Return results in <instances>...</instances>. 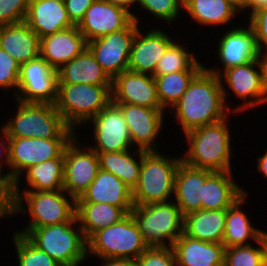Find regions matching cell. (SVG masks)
<instances>
[{"mask_svg":"<svg viewBox=\"0 0 267 266\" xmlns=\"http://www.w3.org/2000/svg\"><path fill=\"white\" fill-rule=\"evenodd\" d=\"M222 79L204 67L173 105L175 112L169 109L171 114H175L184 134L202 126L217 123L228 117L230 111L233 113L226 106L228 104L225 100L228 93Z\"/></svg>","mask_w":267,"mask_h":266,"instance_id":"cell-1","label":"cell"},{"mask_svg":"<svg viewBox=\"0 0 267 266\" xmlns=\"http://www.w3.org/2000/svg\"><path fill=\"white\" fill-rule=\"evenodd\" d=\"M228 117L187 132V152L182 161L187 165L213 172L231 171V135Z\"/></svg>","mask_w":267,"mask_h":266,"instance_id":"cell-2","label":"cell"},{"mask_svg":"<svg viewBox=\"0 0 267 266\" xmlns=\"http://www.w3.org/2000/svg\"><path fill=\"white\" fill-rule=\"evenodd\" d=\"M64 190L32 191L21 193L18 185H11V215L28 212L31 222L25 229L71 222L76 219V200L67 199ZM66 196V197H65ZM28 205V209L23 203Z\"/></svg>","mask_w":267,"mask_h":266,"instance_id":"cell-3","label":"cell"},{"mask_svg":"<svg viewBox=\"0 0 267 266\" xmlns=\"http://www.w3.org/2000/svg\"><path fill=\"white\" fill-rule=\"evenodd\" d=\"M77 218L71 222L16 233L24 235L39 250L46 252L61 266H79L87 258V240ZM77 224V229L74 226ZM73 227V228H72Z\"/></svg>","mask_w":267,"mask_h":266,"instance_id":"cell-4","label":"cell"},{"mask_svg":"<svg viewBox=\"0 0 267 266\" xmlns=\"http://www.w3.org/2000/svg\"><path fill=\"white\" fill-rule=\"evenodd\" d=\"M15 117L2 128L9 138H73L75 131L68 127L54 104L17 101Z\"/></svg>","mask_w":267,"mask_h":266,"instance_id":"cell-5","label":"cell"},{"mask_svg":"<svg viewBox=\"0 0 267 266\" xmlns=\"http://www.w3.org/2000/svg\"><path fill=\"white\" fill-rule=\"evenodd\" d=\"M171 157L158 151H143L139 179L132 190L134 205L170 201L174 195L175 174L182 161V157Z\"/></svg>","mask_w":267,"mask_h":266,"instance_id":"cell-6","label":"cell"},{"mask_svg":"<svg viewBox=\"0 0 267 266\" xmlns=\"http://www.w3.org/2000/svg\"><path fill=\"white\" fill-rule=\"evenodd\" d=\"M111 89L112 85L58 84L55 106L66 125L76 130L112 101Z\"/></svg>","mask_w":267,"mask_h":266,"instance_id":"cell-7","label":"cell"},{"mask_svg":"<svg viewBox=\"0 0 267 266\" xmlns=\"http://www.w3.org/2000/svg\"><path fill=\"white\" fill-rule=\"evenodd\" d=\"M147 248L131 213L87 239V256L90 253L101 259L135 261Z\"/></svg>","mask_w":267,"mask_h":266,"instance_id":"cell-8","label":"cell"},{"mask_svg":"<svg viewBox=\"0 0 267 266\" xmlns=\"http://www.w3.org/2000/svg\"><path fill=\"white\" fill-rule=\"evenodd\" d=\"M130 213L148 247H172L183 233L184 216L173 201L134 205Z\"/></svg>","mask_w":267,"mask_h":266,"instance_id":"cell-9","label":"cell"},{"mask_svg":"<svg viewBox=\"0 0 267 266\" xmlns=\"http://www.w3.org/2000/svg\"><path fill=\"white\" fill-rule=\"evenodd\" d=\"M257 67L258 70L254 69ZM205 68L212 74L218 75L220 78L224 76V81H226V84L233 91L234 95L236 94L238 98L244 101L242 105L232 110L235 114L236 112H243L252 108L255 105L266 104L267 78L260 57L249 63L223 71L219 69L215 70L214 68Z\"/></svg>","mask_w":267,"mask_h":266,"instance_id":"cell-10","label":"cell"},{"mask_svg":"<svg viewBox=\"0 0 267 266\" xmlns=\"http://www.w3.org/2000/svg\"><path fill=\"white\" fill-rule=\"evenodd\" d=\"M72 138H9L10 185H18L27 168L44 161L64 158Z\"/></svg>","mask_w":267,"mask_h":266,"instance_id":"cell-11","label":"cell"},{"mask_svg":"<svg viewBox=\"0 0 267 266\" xmlns=\"http://www.w3.org/2000/svg\"><path fill=\"white\" fill-rule=\"evenodd\" d=\"M138 29L139 24L133 19L125 28L87 42V49L111 80L128 70L130 51Z\"/></svg>","mask_w":267,"mask_h":266,"instance_id":"cell-12","label":"cell"},{"mask_svg":"<svg viewBox=\"0 0 267 266\" xmlns=\"http://www.w3.org/2000/svg\"><path fill=\"white\" fill-rule=\"evenodd\" d=\"M80 146L75 135L64 150L63 190L75 200L86 191L100 169L97 153L89 145Z\"/></svg>","mask_w":267,"mask_h":266,"instance_id":"cell-13","label":"cell"},{"mask_svg":"<svg viewBox=\"0 0 267 266\" xmlns=\"http://www.w3.org/2000/svg\"><path fill=\"white\" fill-rule=\"evenodd\" d=\"M57 90V70L41 56L20 65L17 101L55 105Z\"/></svg>","mask_w":267,"mask_h":266,"instance_id":"cell-14","label":"cell"},{"mask_svg":"<svg viewBox=\"0 0 267 266\" xmlns=\"http://www.w3.org/2000/svg\"><path fill=\"white\" fill-rule=\"evenodd\" d=\"M91 122L94 125L93 140L96 143L90 147L96 153L122 152L133 146L124 115L112 101Z\"/></svg>","mask_w":267,"mask_h":266,"instance_id":"cell-15","label":"cell"},{"mask_svg":"<svg viewBox=\"0 0 267 266\" xmlns=\"http://www.w3.org/2000/svg\"><path fill=\"white\" fill-rule=\"evenodd\" d=\"M112 102L162 109L152 75L125 70L112 80Z\"/></svg>","mask_w":267,"mask_h":266,"instance_id":"cell-16","label":"cell"},{"mask_svg":"<svg viewBox=\"0 0 267 266\" xmlns=\"http://www.w3.org/2000/svg\"><path fill=\"white\" fill-rule=\"evenodd\" d=\"M116 105L124 115L133 147L136 144L137 149L157 151L155 140L163 127L164 110L131 104Z\"/></svg>","mask_w":267,"mask_h":266,"instance_id":"cell-17","label":"cell"},{"mask_svg":"<svg viewBox=\"0 0 267 266\" xmlns=\"http://www.w3.org/2000/svg\"><path fill=\"white\" fill-rule=\"evenodd\" d=\"M132 20L133 16L125 9L107 0H95L77 27L89 42L125 28Z\"/></svg>","mask_w":267,"mask_h":266,"instance_id":"cell-18","label":"cell"},{"mask_svg":"<svg viewBox=\"0 0 267 266\" xmlns=\"http://www.w3.org/2000/svg\"><path fill=\"white\" fill-rule=\"evenodd\" d=\"M167 34L153 28L143 35L139 28L130 51L128 69L153 76L159 60L174 42Z\"/></svg>","mask_w":267,"mask_h":266,"instance_id":"cell-19","label":"cell"},{"mask_svg":"<svg viewBox=\"0 0 267 266\" xmlns=\"http://www.w3.org/2000/svg\"><path fill=\"white\" fill-rule=\"evenodd\" d=\"M76 203H107L121 208L126 214L134 207L132 190L114 174L102 169Z\"/></svg>","mask_w":267,"mask_h":266,"instance_id":"cell-20","label":"cell"},{"mask_svg":"<svg viewBox=\"0 0 267 266\" xmlns=\"http://www.w3.org/2000/svg\"><path fill=\"white\" fill-rule=\"evenodd\" d=\"M247 28L243 26L232 28L221 37L218 42V59L224 67V70L249 63L259 58V50L255 40V34L248 24Z\"/></svg>","mask_w":267,"mask_h":266,"instance_id":"cell-21","label":"cell"},{"mask_svg":"<svg viewBox=\"0 0 267 266\" xmlns=\"http://www.w3.org/2000/svg\"><path fill=\"white\" fill-rule=\"evenodd\" d=\"M87 48V41L78 27L61 30L41 38L40 56L54 69L77 57Z\"/></svg>","mask_w":267,"mask_h":266,"instance_id":"cell-22","label":"cell"},{"mask_svg":"<svg viewBox=\"0 0 267 266\" xmlns=\"http://www.w3.org/2000/svg\"><path fill=\"white\" fill-rule=\"evenodd\" d=\"M212 172L180 162L175 174L174 197L183 216L201 210L203 185Z\"/></svg>","mask_w":267,"mask_h":266,"instance_id":"cell-23","label":"cell"},{"mask_svg":"<svg viewBox=\"0 0 267 266\" xmlns=\"http://www.w3.org/2000/svg\"><path fill=\"white\" fill-rule=\"evenodd\" d=\"M25 22L40 38L75 26L64 2L54 0H29Z\"/></svg>","mask_w":267,"mask_h":266,"instance_id":"cell-24","label":"cell"},{"mask_svg":"<svg viewBox=\"0 0 267 266\" xmlns=\"http://www.w3.org/2000/svg\"><path fill=\"white\" fill-rule=\"evenodd\" d=\"M176 266H224L225 247L193 239L182 233L172 246Z\"/></svg>","mask_w":267,"mask_h":266,"instance_id":"cell-25","label":"cell"},{"mask_svg":"<svg viewBox=\"0 0 267 266\" xmlns=\"http://www.w3.org/2000/svg\"><path fill=\"white\" fill-rule=\"evenodd\" d=\"M40 42L25 21L0 26V48L20 65L40 56Z\"/></svg>","mask_w":267,"mask_h":266,"instance_id":"cell-26","label":"cell"},{"mask_svg":"<svg viewBox=\"0 0 267 266\" xmlns=\"http://www.w3.org/2000/svg\"><path fill=\"white\" fill-rule=\"evenodd\" d=\"M57 79L58 84L112 85V80L87 48L57 70Z\"/></svg>","mask_w":267,"mask_h":266,"instance_id":"cell-27","label":"cell"},{"mask_svg":"<svg viewBox=\"0 0 267 266\" xmlns=\"http://www.w3.org/2000/svg\"><path fill=\"white\" fill-rule=\"evenodd\" d=\"M232 171L212 172L203 185L201 209H228L245 190L232 179Z\"/></svg>","mask_w":267,"mask_h":266,"instance_id":"cell-28","label":"cell"},{"mask_svg":"<svg viewBox=\"0 0 267 266\" xmlns=\"http://www.w3.org/2000/svg\"><path fill=\"white\" fill-rule=\"evenodd\" d=\"M227 209L197 210L184 216L183 233L190 238L222 243Z\"/></svg>","mask_w":267,"mask_h":266,"instance_id":"cell-29","label":"cell"},{"mask_svg":"<svg viewBox=\"0 0 267 266\" xmlns=\"http://www.w3.org/2000/svg\"><path fill=\"white\" fill-rule=\"evenodd\" d=\"M182 8L192 19L206 26L230 24L241 11L239 0H183Z\"/></svg>","mask_w":267,"mask_h":266,"instance_id":"cell-30","label":"cell"},{"mask_svg":"<svg viewBox=\"0 0 267 266\" xmlns=\"http://www.w3.org/2000/svg\"><path fill=\"white\" fill-rule=\"evenodd\" d=\"M247 192L238 198L228 209L222 244L225 248L250 245L248 239L258 241L266 232L250 223L247 214L240 206L246 201Z\"/></svg>","mask_w":267,"mask_h":266,"instance_id":"cell-31","label":"cell"},{"mask_svg":"<svg viewBox=\"0 0 267 266\" xmlns=\"http://www.w3.org/2000/svg\"><path fill=\"white\" fill-rule=\"evenodd\" d=\"M127 214L107 203H76V218L87 240L96 231L119 222Z\"/></svg>","mask_w":267,"mask_h":266,"instance_id":"cell-32","label":"cell"},{"mask_svg":"<svg viewBox=\"0 0 267 266\" xmlns=\"http://www.w3.org/2000/svg\"><path fill=\"white\" fill-rule=\"evenodd\" d=\"M131 155L130 150L122 152L97 153L100 169L111 172L122 180L131 190L137 185L143 150L137 149ZM135 153V156H134ZM136 154L139 160H136Z\"/></svg>","mask_w":267,"mask_h":266,"instance_id":"cell-33","label":"cell"},{"mask_svg":"<svg viewBox=\"0 0 267 266\" xmlns=\"http://www.w3.org/2000/svg\"><path fill=\"white\" fill-rule=\"evenodd\" d=\"M26 182L32 191L63 190L64 158H55L27 168Z\"/></svg>","mask_w":267,"mask_h":266,"instance_id":"cell-34","label":"cell"},{"mask_svg":"<svg viewBox=\"0 0 267 266\" xmlns=\"http://www.w3.org/2000/svg\"><path fill=\"white\" fill-rule=\"evenodd\" d=\"M201 70L177 71L165 75L153 76L161 108L165 111L181 98L190 82ZM167 107V108H166Z\"/></svg>","mask_w":267,"mask_h":266,"instance_id":"cell-35","label":"cell"},{"mask_svg":"<svg viewBox=\"0 0 267 266\" xmlns=\"http://www.w3.org/2000/svg\"><path fill=\"white\" fill-rule=\"evenodd\" d=\"M188 51L181 44L173 42L159 60L153 76L185 70H202L205 66Z\"/></svg>","mask_w":267,"mask_h":266,"instance_id":"cell-36","label":"cell"},{"mask_svg":"<svg viewBox=\"0 0 267 266\" xmlns=\"http://www.w3.org/2000/svg\"><path fill=\"white\" fill-rule=\"evenodd\" d=\"M258 248L250 245L225 248L224 266H263L265 264V234L256 241Z\"/></svg>","mask_w":267,"mask_h":266,"instance_id":"cell-37","label":"cell"},{"mask_svg":"<svg viewBox=\"0 0 267 266\" xmlns=\"http://www.w3.org/2000/svg\"><path fill=\"white\" fill-rule=\"evenodd\" d=\"M18 266H61L46 252L39 250L24 235L13 233Z\"/></svg>","mask_w":267,"mask_h":266,"instance_id":"cell-38","label":"cell"},{"mask_svg":"<svg viewBox=\"0 0 267 266\" xmlns=\"http://www.w3.org/2000/svg\"><path fill=\"white\" fill-rule=\"evenodd\" d=\"M138 3L141 9L168 23L178 19L180 8L183 7V0H138Z\"/></svg>","mask_w":267,"mask_h":266,"instance_id":"cell-39","label":"cell"},{"mask_svg":"<svg viewBox=\"0 0 267 266\" xmlns=\"http://www.w3.org/2000/svg\"><path fill=\"white\" fill-rule=\"evenodd\" d=\"M135 266H176L172 247H148L136 260Z\"/></svg>","mask_w":267,"mask_h":266,"instance_id":"cell-40","label":"cell"},{"mask_svg":"<svg viewBox=\"0 0 267 266\" xmlns=\"http://www.w3.org/2000/svg\"><path fill=\"white\" fill-rule=\"evenodd\" d=\"M20 64L13 59L5 50L0 48V88H14L17 93L19 84Z\"/></svg>","mask_w":267,"mask_h":266,"instance_id":"cell-41","label":"cell"},{"mask_svg":"<svg viewBox=\"0 0 267 266\" xmlns=\"http://www.w3.org/2000/svg\"><path fill=\"white\" fill-rule=\"evenodd\" d=\"M29 0H0V26L25 21Z\"/></svg>","mask_w":267,"mask_h":266,"instance_id":"cell-42","label":"cell"},{"mask_svg":"<svg viewBox=\"0 0 267 266\" xmlns=\"http://www.w3.org/2000/svg\"><path fill=\"white\" fill-rule=\"evenodd\" d=\"M250 26L252 27L259 52L267 48V7L250 13Z\"/></svg>","mask_w":267,"mask_h":266,"instance_id":"cell-43","label":"cell"},{"mask_svg":"<svg viewBox=\"0 0 267 266\" xmlns=\"http://www.w3.org/2000/svg\"><path fill=\"white\" fill-rule=\"evenodd\" d=\"M95 0H64L69 19L74 25H78L83 19L86 10Z\"/></svg>","mask_w":267,"mask_h":266,"instance_id":"cell-44","label":"cell"},{"mask_svg":"<svg viewBox=\"0 0 267 266\" xmlns=\"http://www.w3.org/2000/svg\"><path fill=\"white\" fill-rule=\"evenodd\" d=\"M11 209V185L0 175V216L10 217Z\"/></svg>","mask_w":267,"mask_h":266,"instance_id":"cell-45","label":"cell"},{"mask_svg":"<svg viewBox=\"0 0 267 266\" xmlns=\"http://www.w3.org/2000/svg\"><path fill=\"white\" fill-rule=\"evenodd\" d=\"M1 132H2V136L0 137L3 139L0 138V149L2 150V152H0V175L10 184L9 137L2 127H1ZM1 153L3 154V156H5L3 157L4 158L3 161L1 159L2 158ZM4 164H7V167H9V171L6 172L4 175H2V172H3L2 169H3Z\"/></svg>","mask_w":267,"mask_h":266,"instance_id":"cell-46","label":"cell"},{"mask_svg":"<svg viewBox=\"0 0 267 266\" xmlns=\"http://www.w3.org/2000/svg\"><path fill=\"white\" fill-rule=\"evenodd\" d=\"M240 9L242 10L252 9L250 13L255 10L267 7V0H239Z\"/></svg>","mask_w":267,"mask_h":266,"instance_id":"cell-47","label":"cell"},{"mask_svg":"<svg viewBox=\"0 0 267 266\" xmlns=\"http://www.w3.org/2000/svg\"><path fill=\"white\" fill-rule=\"evenodd\" d=\"M107 1L111 2L115 6H118V7L125 9L133 16V19L136 22H139L138 17L130 11V7L133 6L134 3H137L138 0H107Z\"/></svg>","mask_w":267,"mask_h":266,"instance_id":"cell-48","label":"cell"},{"mask_svg":"<svg viewBox=\"0 0 267 266\" xmlns=\"http://www.w3.org/2000/svg\"><path fill=\"white\" fill-rule=\"evenodd\" d=\"M101 266H135V261L129 259H102Z\"/></svg>","mask_w":267,"mask_h":266,"instance_id":"cell-49","label":"cell"},{"mask_svg":"<svg viewBox=\"0 0 267 266\" xmlns=\"http://www.w3.org/2000/svg\"><path fill=\"white\" fill-rule=\"evenodd\" d=\"M257 160H258L257 161L258 171L263 173V175L267 179V149H266V153L260 157L258 156Z\"/></svg>","mask_w":267,"mask_h":266,"instance_id":"cell-50","label":"cell"},{"mask_svg":"<svg viewBox=\"0 0 267 266\" xmlns=\"http://www.w3.org/2000/svg\"><path fill=\"white\" fill-rule=\"evenodd\" d=\"M264 50L260 51L259 57H260V60H261V63L264 69L265 76L267 78V48H264Z\"/></svg>","mask_w":267,"mask_h":266,"instance_id":"cell-51","label":"cell"},{"mask_svg":"<svg viewBox=\"0 0 267 266\" xmlns=\"http://www.w3.org/2000/svg\"><path fill=\"white\" fill-rule=\"evenodd\" d=\"M265 263L267 264V233H265Z\"/></svg>","mask_w":267,"mask_h":266,"instance_id":"cell-52","label":"cell"}]
</instances>
